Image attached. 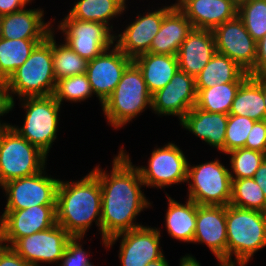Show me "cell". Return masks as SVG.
I'll return each instance as SVG.
<instances>
[{
  "instance_id": "28",
  "label": "cell",
  "mask_w": 266,
  "mask_h": 266,
  "mask_svg": "<svg viewBox=\"0 0 266 266\" xmlns=\"http://www.w3.org/2000/svg\"><path fill=\"white\" fill-rule=\"evenodd\" d=\"M229 114L265 120L263 77L249 76L239 87Z\"/></svg>"
},
{
  "instance_id": "25",
  "label": "cell",
  "mask_w": 266,
  "mask_h": 266,
  "mask_svg": "<svg viewBox=\"0 0 266 266\" xmlns=\"http://www.w3.org/2000/svg\"><path fill=\"white\" fill-rule=\"evenodd\" d=\"M151 95L164 88L179 69L176 55L143 53L133 59Z\"/></svg>"
},
{
  "instance_id": "48",
  "label": "cell",
  "mask_w": 266,
  "mask_h": 266,
  "mask_svg": "<svg viewBox=\"0 0 266 266\" xmlns=\"http://www.w3.org/2000/svg\"><path fill=\"white\" fill-rule=\"evenodd\" d=\"M263 99L265 105V120H266V77H263Z\"/></svg>"
},
{
  "instance_id": "24",
  "label": "cell",
  "mask_w": 266,
  "mask_h": 266,
  "mask_svg": "<svg viewBox=\"0 0 266 266\" xmlns=\"http://www.w3.org/2000/svg\"><path fill=\"white\" fill-rule=\"evenodd\" d=\"M192 29L190 20L177 6H173L164 15L159 32L153 38L149 53L176 55Z\"/></svg>"
},
{
  "instance_id": "15",
  "label": "cell",
  "mask_w": 266,
  "mask_h": 266,
  "mask_svg": "<svg viewBox=\"0 0 266 266\" xmlns=\"http://www.w3.org/2000/svg\"><path fill=\"white\" fill-rule=\"evenodd\" d=\"M72 236L57 223L47 230L18 239L11 248L26 262L34 266L40 263H59Z\"/></svg>"
},
{
  "instance_id": "43",
  "label": "cell",
  "mask_w": 266,
  "mask_h": 266,
  "mask_svg": "<svg viewBox=\"0 0 266 266\" xmlns=\"http://www.w3.org/2000/svg\"><path fill=\"white\" fill-rule=\"evenodd\" d=\"M31 3V0H0V16L20 11Z\"/></svg>"
},
{
  "instance_id": "18",
  "label": "cell",
  "mask_w": 266,
  "mask_h": 266,
  "mask_svg": "<svg viewBox=\"0 0 266 266\" xmlns=\"http://www.w3.org/2000/svg\"><path fill=\"white\" fill-rule=\"evenodd\" d=\"M133 61L115 44L101 55L89 60L86 74L94 96L103 102L112 94L126 67Z\"/></svg>"
},
{
  "instance_id": "11",
  "label": "cell",
  "mask_w": 266,
  "mask_h": 266,
  "mask_svg": "<svg viewBox=\"0 0 266 266\" xmlns=\"http://www.w3.org/2000/svg\"><path fill=\"white\" fill-rule=\"evenodd\" d=\"M59 182L60 179L48 176L46 168L34 175L8 181L1 186L7 200L4 210L56 205Z\"/></svg>"
},
{
  "instance_id": "40",
  "label": "cell",
  "mask_w": 266,
  "mask_h": 266,
  "mask_svg": "<svg viewBox=\"0 0 266 266\" xmlns=\"http://www.w3.org/2000/svg\"><path fill=\"white\" fill-rule=\"evenodd\" d=\"M15 101L11 94L10 89L8 88L7 82L0 80V118L5 116L7 113L9 114L10 111L14 109ZM3 120L0 119V128L7 129L12 126V124L7 122H2Z\"/></svg>"
},
{
  "instance_id": "38",
  "label": "cell",
  "mask_w": 266,
  "mask_h": 266,
  "mask_svg": "<svg viewBox=\"0 0 266 266\" xmlns=\"http://www.w3.org/2000/svg\"><path fill=\"white\" fill-rule=\"evenodd\" d=\"M83 239L84 237H72L68 241L59 266H95L89 260L90 252L82 247Z\"/></svg>"
},
{
  "instance_id": "46",
  "label": "cell",
  "mask_w": 266,
  "mask_h": 266,
  "mask_svg": "<svg viewBox=\"0 0 266 266\" xmlns=\"http://www.w3.org/2000/svg\"><path fill=\"white\" fill-rule=\"evenodd\" d=\"M218 263L217 266H246L247 263L241 262V261H236V260H229V259H223L219 258L217 259Z\"/></svg>"
},
{
  "instance_id": "12",
  "label": "cell",
  "mask_w": 266,
  "mask_h": 266,
  "mask_svg": "<svg viewBox=\"0 0 266 266\" xmlns=\"http://www.w3.org/2000/svg\"><path fill=\"white\" fill-rule=\"evenodd\" d=\"M160 231L158 227L142 226L109 238L104 247L108 250L121 238L118 254L121 266H146L164 256Z\"/></svg>"
},
{
  "instance_id": "33",
  "label": "cell",
  "mask_w": 266,
  "mask_h": 266,
  "mask_svg": "<svg viewBox=\"0 0 266 266\" xmlns=\"http://www.w3.org/2000/svg\"><path fill=\"white\" fill-rule=\"evenodd\" d=\"M230 205L266 213V198L253 178L232 179Z\"/></svg>"
},
{
  "instance_id": "47",
  "label": "cell",
  "mask_w": 266,
  "mask_h": 266,
  "mask_svg": "<svg viewBox=\"0 0 266 266\" xmlns=\"http://www.w3.org/2000/svg\"><path fill=\"white\" fill-rule=\"evenodd\" d=\"M146 266H170L168 260L166 259L165 255L155 261H152L150 263H148V265Z\"/></svg>"
},
{
  "instance_id": "27",
  "label": "cell",
  "mask_w": 266,
  "mask_h": 266,
  "mask_svg": "<svg viewBox=\"0 0 266 266\" xmlns=\"http://www.w3.org/2000/svg\"><path fill=\"white\" fill-rule=\"evenodd\" d=\"M249 76L236 62L216 52L195 77L196 92L223 83L244 82Z\"/></svg>"
},
{
  "instance_id": "20",
  "label": "cell",
  "mask_w": 266,
  "mask_h": 266,
  "mask_svg": "<svg viewBox=\"0 0 266 266\" xmlns=\"http://www.w3.org/2000/svg\"><path fill=\"white\" fill-rule=\"evenodd\" d=\"M177 7L193 28L212 31L238 14V6L232 0H180Z\"/></svg>"
},
{
  "instance_id": "23",
  "label": "cell",
  "mask_w": 266,
  "mask_h": 266,
  "mask_svg": "<svg viewBox=\"0 0 266 266\" xmlns=\"http://www.w3.org/2000/svg\"><path fill=\"white\" fill-rule=\"evenodd\" d=\"M179 122L202 142L224 153L228 114L206 112L194 106Z\"/></svg>"
},
{
  "instance_id": "13",
  "label": "cell",
  "mask_w": 266,
  "mask_h": 266,
  "mask_svg": "<svg viewBox=\"0 0 266 266\" xmlns=\"http://www.w3.org/2000/svg\"><path fill=\"white\" fill-rule=\"evenodd\" d=\"M56 224V205H35L23 210H4L0 216V243L11 247L18 239Z\"/></svg>"
},
{
  "instance_id": "36",
  "label": "cell",
  "mask_w": 266,
  "mask_h": 266,
  "mask_svg": "<svg viewBox=\"0 0 266 266\" xmlns=\"http://www.w3.org/2000/svg\"><path fill=\"white\" fill-rule=\"evenodd\" d=\"M237 15L256 42L266 34V0H249L241 4Z\"/></svg>"
},
{
  "instance_id": "49",
  "label": "cell",
  "mask_w": 266,
  "mask_h": 266,
  "mask_svg": "<svg viewBox=\"0 0 266 266\" xmlns=\"http://www.w3.org/2000/svg\"><path fill=\"white\" fill-rule=\"evenodd\" d=\"M238 7L249 0H232Z\"/></svg>"
},
{
  "instance_id": "5",
  "label": "cell",
  "mask_w": 266,
  "mask_h": 266,
  "mask_svg": "<svg viewBox=\"0 0 266 266\" xmlns=\"http://www.w3.org/2000/svg\"><path fill=\"white\" fill-rule=\"evenodd\" d=\"M6 82L14 100L15 96L20 99L54 94L57 81L53 70L52 32L36 45Z\"/></svg>"
},
{
  "instance_id": "50",
  "label": "cell",
  "mask_w": 266,
  "mask_h": 266,
  "mask_svg": "<svg viewBox=\"0 0 266 266\" xmlns=\"http://www.w3.org/2000/svg\"><path fill=\"white\" fill-rule=\"evenodd\" d=\"M180 0H176L175 3L173 4L174 6H177Z\"/></svg>"
},
{
  "instance_id": "35",
  "label": "cell",
  "mask_w": 266,
  "mask_h": 266,
  "mask_svg": "<svg viewBox=\"0 0 266 266\" xmlns=\"http://www.w3.org/2000/svg\"><path fill=\"white\" fill-rule=\"evenodd\" d=\"M225 155H230L229 171L232 179L253 178L266 159V153L244 147L231 150Z\"/></svg>"
},
{
  "instance_id": "29",
  "label": "cell",
  "mask_w": 266,
  "mask_h": 266,
  "mask_svg": "<svg viewBox=\"0 0 266 266\" xmlns=\"http://www.w3.org/2000/svg\"><path fill=\"white\" fill-rule=\"evenodd\" d=\"M126 1L128 0H77L67 14L81 21L104 23L113 31L114 25L110 21L125 14L128 7Z\"/></svg>"
},
{
  "instance_id": "34",
  "label": "cell",
  "mask_w": 266,
  "mask_h": 266,
  "mask_svg": "<svg viewBox=\"0 0 266 266\" xmlns=\"http://www.w3.org/2000/svg\"><path fill=\"white\" fill-rule=\"evenodd\" d=\"M93 95L86 73L57 80L53 94L60 105H63L64 100L71 103L85 102Z\"/></svg>"
},
{
  "instance_id": "3",
  "label": "cell",
  "mask_w": 266,
  "mask_h": 266,
  "mask_svg": "<svg viewBox=\"0 0 266 266\" xmlns=\"http://www.w3.org/2000/svg\"><path fill=\"white\" fill-rule=\"evenodd\" d=\"M148 107H152V95L147 89L142 71L132 61L112 94L103 102L102 114L108 125L117 130L132 122Z\"/></svg>"
},
{
  "instance_id": "19",
  "label": "cell",
  "mask_w": 266,
  "mask_h": 266,
  "mask_svg": "<svg viewBox=\"0 0 266 266\" xmlns=\"http://www.w3.org/2000/svg\"><path fill=\"white\" fill-rule=\"evenodd\" d=\"M192 243L205 244L216 259H227L226 206L198 205Z\"/></svg>"
},
{
  "instance_id": "14",
  "label": "cell",
  "mask_w": 266,
  "mask_h": 266,
  "mask_svg": "<svg viewBox=\"0 0 266 266\" xmlns=\"http://www.w3.org/2000/svg\"><path fill=\"white\" fill-rule=\"evenodd\" d=\"M213 34L216 52L226 55L255 77L257 42L247 32L238 15L216 27Z\"/></svg>"
},
{
  "instance_id": "21",
  "label": "cell",
  "mask_w": 266,
  "mask_h": 266,
  "mask_svg": "<svg viewBox=\"0 0 266 266\" xmlns=\"http://www.w3.org/2000/svg\"><path fill=\"white\" fill-rule=\"evenodd\" d=\"M26 8L0 16L1 38L45 39L53 31L55 20L45 22L43 8Z\"/></svg>"
},
{
  "instance_id": "22",
  "label": "cell",
  "mask_w": 266,
  "mask_h": 266,
  "mask_svg": "<svg viewBox=\"0 0 266 266\" xmlns=\"http://www.w3.org/2000/svg\"><path fill=\"white\" fill-rule=\"evenodd\" d=\"M215 53L213 31L193 28L176 54L179 70L195 78Z\"/></svg>"
},
{
  "instance_id": "39",
  "label": "cell",
  "mask_w": 266,
  "mask_h": 266,
  "mask_svg": "<svg viewBox=\"0 0 266 266\" xmlns=\"http://www.w3.org/2000/svg\"><path fill=\"white\" fill-rule=\"evenodd\" d=\"M244 148L266 153V120L254 122Z\"/></svg>"
},
{
  "instance_id": "7",
  "label": "cell",
  "mask_w": 266,
  "mask_h": 266,
  "mask_svg": "<svg viewBox=\"0 0 266 266\" xmlns=\"http://www.w3.org/2000/svg\"><path fill=\"white\" fill-rule=\"evenodd\" d=\"M218 158L199 165L188 164V199L198 205L227 206L232 197V178Z\"/></svg>"
},
{
  "instance_id": "4",
  "label": "cell",
  "mask_w": 266,
  "mask_h": 266,
  "mask_svg": "<svg viewBox=\"0 0 266 266\" xmlns=\"http://www.w3.org/2000/svg\"><path fill=\"white\" fill-rule=\"evenodd\" d=\"M227 259L249 263L266 247V213L226 206ZM235 256V258H233ZM233 258V259H232Z\"/></svg>"
},
{
  "instance_id": "26",
  "label": "cell",
  "mask_w": 266,
  "mask_h": 266,
  "mask_svg": "<svg viewBox=\"0 0 266 266\" xmlns=\"http://www.w3.org/2000/svg\"><path fill=\"white\" fill-rule=\"evenodd\" d=\"M165 195L168 200L164 218L166 231L172 239L192 243L196 228L197 204L188 198L185 204H182L167 193Z\"/></svg>"
},
{
  "instance_id": "17",
  "label": "cell",
  "mask_w": 266,
  "mask_h": 266,
  "mask_svg": "<svg viewBox=\"0 0 266 266\" xmlns=\"http://www.w3.org/2000/svg\"><path fill=\"white\" fill-rule=\"evenodd\" d=\"M195 78L177 70L170 82L152 95L151 111L158 116H176L181 120L196 106Z\"/></svg>"
},
{
  "instance_id": "6",
  "label": "cell",
  "mask_w": 266,
  "mask_h": 266,
  "mask_svg": "<svg viewBox=\"0 0 266 266\" xmlns=\"http://www.w3.org/2000/svg\"><path fill=\"white\" fill-rule=\"evenodd\" d=\"M25 117L23 125H12L20 136L47 156L57 139L61 105L53 95L20 98Z\"/></svg>"
},
{
  "instance_id": "9",
  "label": "cell",
  "mask_w": 266,
  "mask_h": 266,
  "mask_svg": "<svg viewBox=\"0 0 266 266\" xmlns=\"http://www.w3.org/2000/svg\"><path fill=\"white\" fill-rule=\"evenodd\" d=\"M147 166H136L144 185L148 188L165 189L186 183L189 160L178 145L168 142L151 151Z\"/></svg>"
},
{
  "instance_id": "30",
  "label": "cell",
  "mask_w": 266,
  "mask_h": 266,
  "mask_svg": "<svg viewBox=\"0 0 266 266\" xmlns=\"http://www.w3.org/2000/svg\"><path fill=\"white\" fill-rule=\"evenodd\" d=\"M44 39L0 38V80L7 81Z\"/></svg>"
},
{
  "instance_id": "2",
  "label": "cell",
  "mask_w": 266,
  "mask_h": 266,
  "mask_svg": "<svg viewBox=\"0 0 266 266\" xmlns=\"http://www.w3.org/2000/svg\"><path fill=\"white\" fill-rule=\"evenodd\" d=\"M95 222L101 234V188L90 171L76 181L60 180L57 189L56 223L72 237H84Z\"/></svg>"
},
{
  "instance_id": "45",
  "label": "cell",
  "mask_w": 266,
  "mask_h": 266,
  "mask_svg": "<svg viewBox=\"0 0 266 266\" xmlns=\"http://www.w3.org/2000/svg\"><path fill=\"white\" fill-rule=\"evenodd\" d=\"M179 262V266H201V263L190 253L182 256Z\"/></svg>"
},
{
  "instance_id": "37",
  "label": "cell",
  "mask_w": 266,
  "mask_h": 266,
  "mask_svg": "<svg viewBox=\"0 0 266 266\" xmlns=\"http://www.w3.org/2000/svg\"><path fill=\"white\" fill-rule=\"evenodd\" d=\"M254 122L255 120L249 117L233 114L228 115V123L225 131L224 154L231 150L245 147L247 137Z\"/></svg>"
},
{
  "instance_id": "8",
  "label": "cell",
  "mask_w": 266,
  "mask_h": 266,
  "mask_svg": "<svg viewBox=\"0 0 266 266\" xmlns=\"http://www.w3.org/2000/svg\"><path fill=\"white\" fill-rule=\"evenodd\" d=\"M47 155L13 128L0 131V187L8 181L34 175L46 168Z\"/></svg>"
},
{
  "instance_id": "41",
  "label": "cell",
  "mask_w": 266,
  "mask_h": 266,
  "mask_svg": "<svg viewBox=\"0 0 266 266\" xmlns=\"http://www.w3.org/2000/svg\"><path fill=\"white\" fill-rule=\"evenodd\" d=\"M0 266H34L26 262L11 247L0 243Z\"/></svg>"
},
{
  "instance_id": "44",
  "label": "cell",
  "mask_w": 266,
  "mask_h": 266,
  "mask_svg": "<svg viewBox=\"0 0 266 266\" xmlns=\"http://www.w3.org/2000/svg\"><path fill=\"white\" fill-rule=\"evenodd\" d=\"M253 179L260 186L266 198V159L262 162V164L256 171Z\"/></svg>"
},
{
  "instance_id": "16",
  "label": "cell",
  "mask_w": 266,
  "mask_h": 266,
  "mask_svg": "<svg viewBox=\"0 0 266 266\" xmlns=\"http://www.w3.org/2000/svg\"><path fill=\"white\" fill-rule=\"evenodd\" d=\"M171 5L158 7L152 11L137 14L133 22H129L120 34L114 35V44L128 57L134 59L150 50L153 38L159 32L164 15L173 7ZM151 11V12H149Z\"/></svg>"
},
{
  "instance_id": "10",
  "label": "cell",
  "mask_w": 266,
  "mask_h": 266,
  "mask_svg": "<svg viewBox=\"0 0 266 266\" xmlns=\"http://www.w3.org/2000/svg\"><path fill=\"white\" fill-rule=\"evenodd\" d=\"M57 28L65 42L73 51L87 61L101 55L114 45V33L104 23L81 21L68 14L58 21Z\"/></svg>"
},
{
  "instance_id": "1",
  "label": "cell",
  "mask_w": 266,
  "mask_h": 266,
  "mask_svg": "<svg viewBox=\"0 0 266 266\" xmlns=\"http://www.w3.org/2000/svg\"><path fill=\"white\" fill-rule=\"evenodd\" d=\"M129 155L122 146L112 160L110 173L99 164L91 169L99 178L101 188L103 246L106 240L117 234L144 226L136 219L143 210L151 208L152 203L141 190L145 185Z\"/></svg>"
},
{
  "instance_id": "32",
  "label": "cell",
  "mask_w": 266,
  "mask_h": 266,
  "mask_svg": "<svg viewBox=\"0 0 266 266\" xmlns=\"http://www.w3.org/2000/svg\"><path fill=\"white\" fill-rule=\"evenodd\" d=\"M55 30L52 31V58L56 81L69 76L86 73L88 61L73 51L65 42L56 43Z\"/></svg>"
},
{
  "instance_id": "42",
  "label": "cell",
  "mask_w": 266,
  "mask_h": 266,
  "mask_svg": "<svg viewBox=\"0 0 266 266\" xmlns=\"http://www.w3.org/2000/svg\"><path fill=\"white\" fill-rule=\"evenodd\" d=\"M255 77H266V34L257 42Z\"/></svg>"
},
{
  "instance_id": "31",
  "label": "cell",
  "mask_w": 266,
  "mask_h": 266,
  "mask_svg": "<svg viewBox=\"0 0 266 266\" xmlns=\"http://www.w3.org/2000/svg\"><path fill=\"white\" fill-rule=\"evenodd\" d=\"M243 82H229L201 89L197 93L196 107L206 111L228 114L236 93Z\"/></svg>"
}]
</instances>
